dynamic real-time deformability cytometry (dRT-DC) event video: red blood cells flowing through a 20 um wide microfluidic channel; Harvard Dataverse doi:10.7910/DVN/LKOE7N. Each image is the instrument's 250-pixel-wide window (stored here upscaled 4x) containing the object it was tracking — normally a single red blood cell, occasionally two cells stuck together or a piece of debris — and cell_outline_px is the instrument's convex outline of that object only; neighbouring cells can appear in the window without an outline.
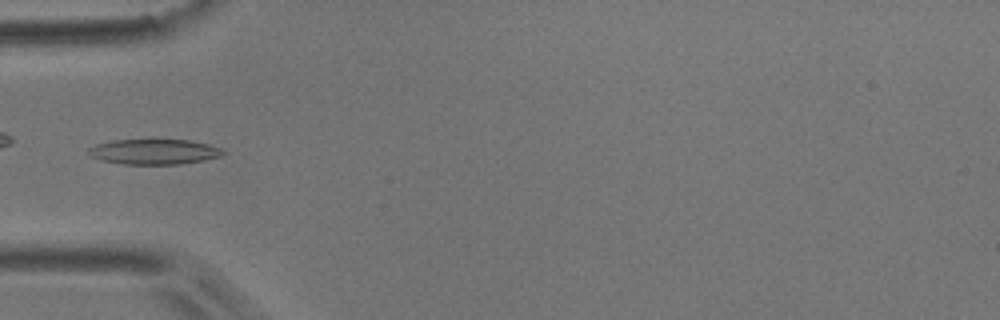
{"species": "common noctule bat (a hibernating species)", "species_latin": "Nyctalus noctula", "temperature_condition": "room temperature", "stored_images_in_passage": 37, "camera_frame_rate_fps": 3000, "um_per_image_px": 0.085, "animal": {"sex": "male", "body_mass_g": 17.9}, "frame": {"image": 1, "passage_image": 1, "time_ms": 0.0, "image_size_px": [1000, 320], "cell_outline_px": [[228, 152], [220, 156], [204, 160], [180, 164], [124, 164], [100, 160], [92, 156], [88, 152], [88, 148], [96, 144], [112, 140], [188, 140], [208, 144], [220, 148]], "centroid_in_image_um": [13.11, 12.9], "position_along_channel_um": 71.9, "area_um2": 19.71}}